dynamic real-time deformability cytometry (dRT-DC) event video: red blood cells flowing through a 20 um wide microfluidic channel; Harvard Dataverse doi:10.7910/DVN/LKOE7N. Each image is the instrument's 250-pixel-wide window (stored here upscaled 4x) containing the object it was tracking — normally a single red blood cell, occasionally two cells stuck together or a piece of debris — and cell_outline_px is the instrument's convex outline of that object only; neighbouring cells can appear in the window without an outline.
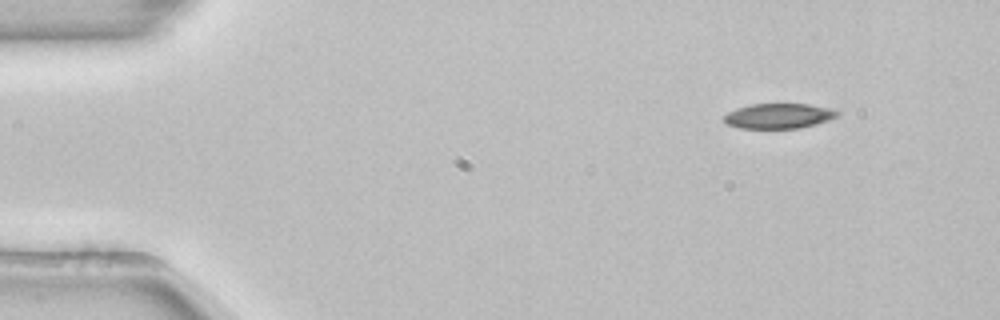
{"species": "common noctule bat (a hibernating species)", "species_latin": "Nyctalus noctula", "temperature_condition": "room temperature", "stored_images_in_passage": 8, "camera_frame_rate_fps": 3000, "um_per_image_px": 0.085, "animal": {"sex": "female", "body_mass_g": 22.7, "forearm_length_mm": 54.2}, "frame": {"image": 1, "passage_image": 1, "time_ms": 0.0, "image_size_px": [1000, 320], "cell_outline_px": [[840, 112], [836, 116], [828, 120], [816, 124], [800, 128], [740, 128], [728, 124], [724, 120], [724, 116], [728, 112], [736, 108], [752, 104], [808, 104], [828, 108]], "centroid_in_image_um": [66.18, 9.85], "position_along_channel_um": 18.8, "area_um2": 16.36}}